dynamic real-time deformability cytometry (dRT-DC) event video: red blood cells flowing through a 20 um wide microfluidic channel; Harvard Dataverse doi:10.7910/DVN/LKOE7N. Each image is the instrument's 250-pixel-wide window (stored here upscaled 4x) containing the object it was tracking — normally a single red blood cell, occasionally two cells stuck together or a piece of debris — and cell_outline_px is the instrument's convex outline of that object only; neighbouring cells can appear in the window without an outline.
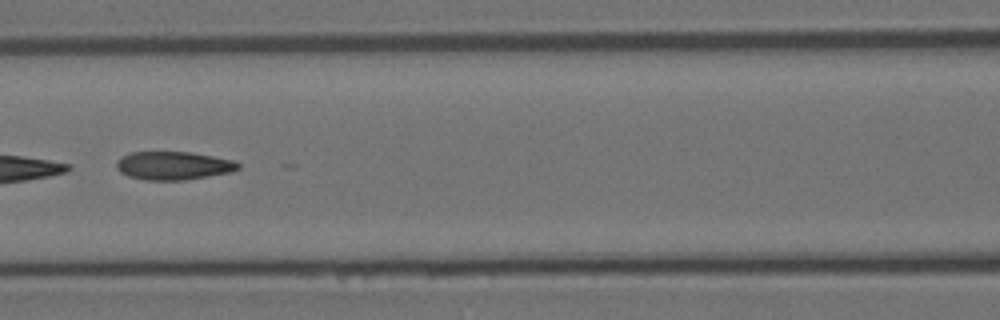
{"species": "Egyptian fruit bat (a non-hibernating species)", "species_latin": "Rousettus aegyptiacus", "temperature_condition": "room temperature", "stored_images_in_passage": 9, "camera_frame_rate_fps": 3000, "um_per_image_px": 0.085, "animal": {"sex": "female"}, "frame": {"image": 1, "passage_image": 7, "time_ms": 2.0, "image_size_px": [1000, 320], "cell_outline_px": [[240, 168], [232, 172], [184, 180], [144, 180], [128, 176], [120, 172], [116, 168], [116, 164], [120, 156], [128, 152], [188, 152], [212, 156], [232, 160], [240, 164]], "centroid_in_image_um": [14.7, 14.08], "position_along_channel_um": 151.9, "area_um2": 20.11}}
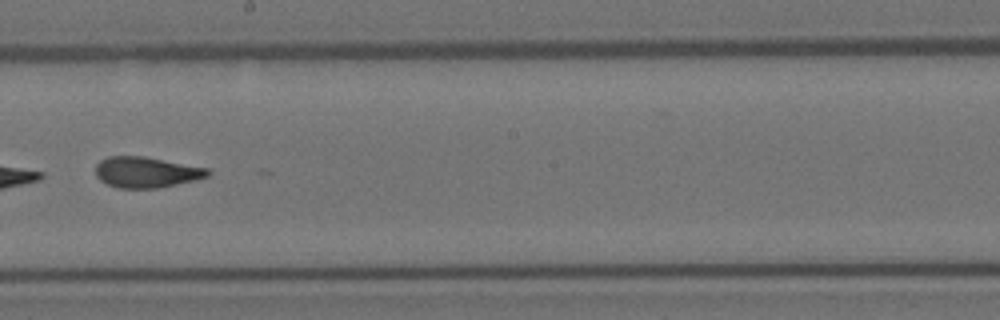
{"frame": {"image": 2, "passage_image": 9, "time_ms": 2.667, "image_size_px": [1000, 320], "cell_outline_px": [[212, 172], [208, 176], [196, 180], [156, 188], [116, 188], [100, 180], [96, 176], [96, 164], [100, 160], [108, 156], [144, 156], [208, 168]], "centroid_in_image_um": [12.43, 14.63], "position_along_channel_um": 235.8, "area_um2": 20.17}}